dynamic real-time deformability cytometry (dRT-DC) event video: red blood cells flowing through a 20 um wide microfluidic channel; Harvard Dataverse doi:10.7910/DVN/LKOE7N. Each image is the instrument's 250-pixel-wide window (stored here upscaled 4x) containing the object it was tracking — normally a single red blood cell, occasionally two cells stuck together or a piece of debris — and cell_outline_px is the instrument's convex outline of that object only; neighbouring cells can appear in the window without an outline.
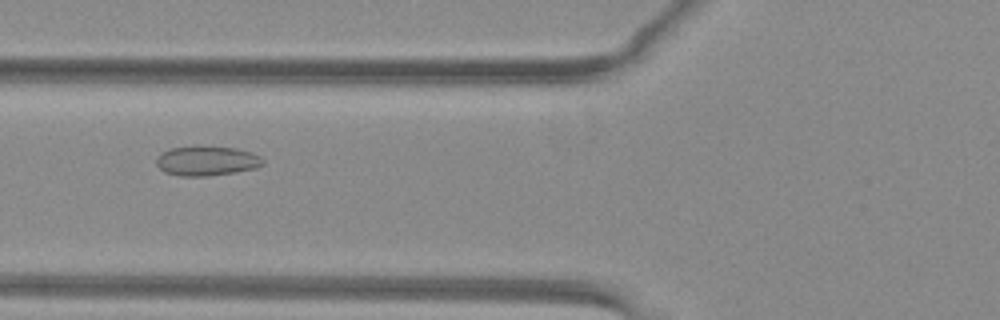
{"species": "common noctule bat (a hibernating species)", "species_latin": "Nyctalus noctula", "temperature_condition": "warm", "stored_images_in_passage": 36, "camera_frame_rate_fps": 3000, "um_per_image_px": 0.085, "animal": {"sex": "female", "body_mass_g": 29.2, "forearm_length_mm": 56.3}, "frame": {"image": 1, "passage_image": 5, "time_ms": 1.333, "image_size_px": [1000, 320], "cell_outline_px": [[264, 164], [256, 168], [236, 172], [208, 176], [180, 176], [164, 172], [156, 164], [156, 160], [164, 152], [172, 148], [200, 144], [236, 148], [252, 152], [260, 156], [264, 160]], "centroid_in_image_um": [17.61, 13.65], "position_along_channel_um": 108.2, "area_um2": 18.79}}
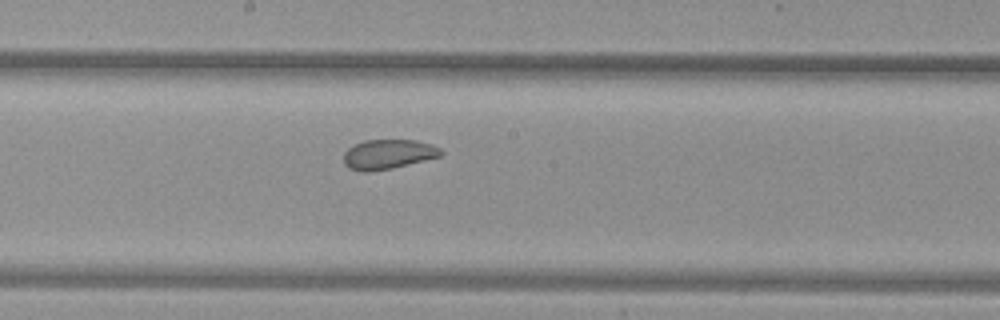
{"frame": {"image": 2, "passage_image": 13, "time_ms": 4.0, "image_size_px": [1000, 320], "cell_outline_px": [[444, 152], [440, 156], [392, 168], [368, 172], [360, 172], [348, 168], [344, 164], [344, 152], [348, 148], [364, 140], [416, 140], [432, 144], [440, 148]], "centroid_in_image_um": [32.97, 13.11], "position_along_channel_um": 215.2, "area_um2": 16.82}}
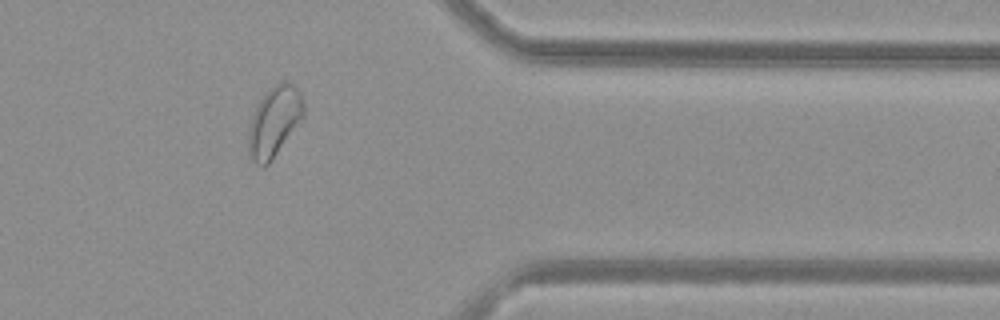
{"frame": {"image": 3, "passage_image": 27, "time_ms": 8.667, "image_size_px": [1000, 320], "cell_outline_px": [[304, 116], [272, 160], [264, 168], [256, 164], [252, 160], [248, 152], [248, 128], [252, 116], [260, 100], [276, 84], [284, 80], [292, 84], [300, 92], [304, 104]], "centroid_in_image_um": [23.31, 10.37], "position_along_channel_um": 388.1, "area_um2": 22.37}, "authors_computed_cell_mechanics": {"area_um2": 18.2937, "velocity_mm_per_s": 4.0134, "shape_relaxation_time_tau1_ms": 4.9714, "shape_relaxation_time_tau2_ms": 1.002, "deformation_change_tau1": 0.0691, "deformation_change_tau2": 0.0547}}